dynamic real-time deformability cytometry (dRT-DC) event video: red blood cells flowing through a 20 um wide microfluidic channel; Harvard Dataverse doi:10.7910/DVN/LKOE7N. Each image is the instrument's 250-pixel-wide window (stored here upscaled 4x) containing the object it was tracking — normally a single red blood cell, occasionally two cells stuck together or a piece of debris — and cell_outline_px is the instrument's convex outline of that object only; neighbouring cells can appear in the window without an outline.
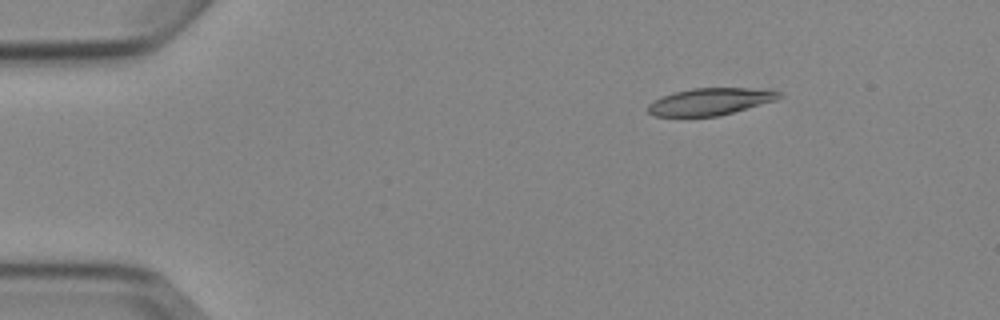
{"species": "Egyptian fruit bat (a non-hibernating species)", "species_latin": "Rousettus aegyptiacus", "temperature_condition": "cold", "stored_images_in_passage": 4, "camera_frame_rate_fps": 3000, "um_per_image_px": 0.085, "animal": {"sex": "female"}, "frame": {"image": 1, "passage_image": 2, "time_ms": 2.0, "image_size_px": [1000, 320], "cell_outline_px": [[784, 96], [776, 100], [720, 116], [652, 116], [648, 112], [648, 104], [652, 100], [676, 92], [692, 88], [772, 88], [780, 92]], "centroid_in_image_um": [60.43, 8.62], "position_along_channel_um": 24.6, "area_um2": 20.87}}